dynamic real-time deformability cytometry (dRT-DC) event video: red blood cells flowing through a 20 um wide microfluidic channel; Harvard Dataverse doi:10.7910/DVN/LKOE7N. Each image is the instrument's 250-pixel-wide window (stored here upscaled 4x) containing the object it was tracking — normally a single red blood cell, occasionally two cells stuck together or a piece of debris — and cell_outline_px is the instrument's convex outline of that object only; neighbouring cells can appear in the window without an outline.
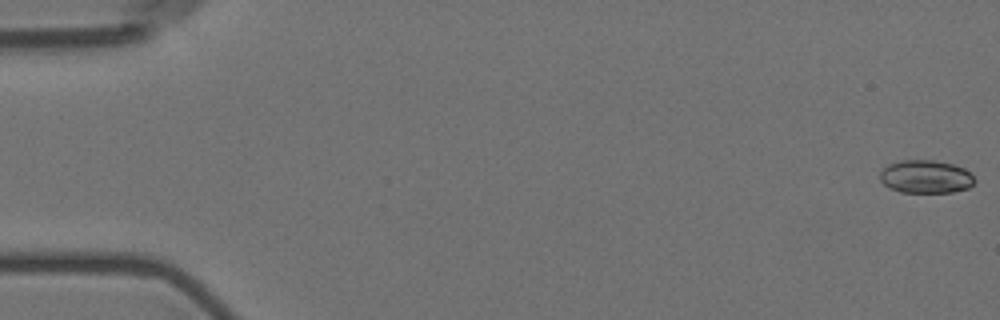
{"species": "Egyptian fruit bat (a non-hibernating species)", "species_latin": "Rousettus aegyptiacus", "temperature_condition": "room temperature", "stored_images_in_passage": 5, "camera_frame_rate_fps": 3000, "um_per_image_px": 0.085, "animal": {"sex": "female"}, "frame": {"image": 1, "passage_image": 1, "time_ms": 0.0, "image_size_px": [1000, 320], "cell_outline_px": [[976, 180], [968, 188], [952, 192], [900, 192], [884, 184], [880, 180], [880, 172], [888, 164], [900, 160], [932, 160], [952, 164], [964, 168]], "centroid_in_image_um": [78.68, 15.01], "position_along_channel_um": 6.3, "area_um2": 18.09}}
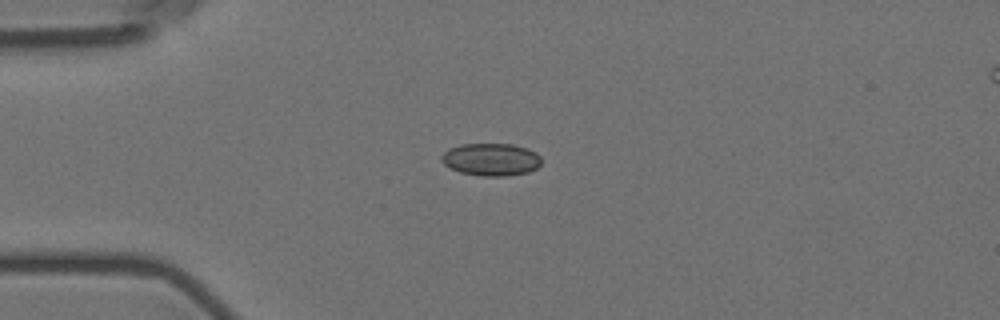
{"frame": {"image": 2, "passage_image": 5, "time_ms": 4.667, "image_size_px": [1000, 320], "cell_outline_px": [[540, 164], [536, 168], [528, 172], [508, 176], [484, 176], [460, 172], [444, 164], [440, 160], [440, 156], [448, 148], [460, 144], [512, 144], [528, 148], [536, 152], [540, 156]], "centroid_in_image_um": [41.73, 13.54], "position_along_channel_um": 43.3, "area_um2": 19.02}}